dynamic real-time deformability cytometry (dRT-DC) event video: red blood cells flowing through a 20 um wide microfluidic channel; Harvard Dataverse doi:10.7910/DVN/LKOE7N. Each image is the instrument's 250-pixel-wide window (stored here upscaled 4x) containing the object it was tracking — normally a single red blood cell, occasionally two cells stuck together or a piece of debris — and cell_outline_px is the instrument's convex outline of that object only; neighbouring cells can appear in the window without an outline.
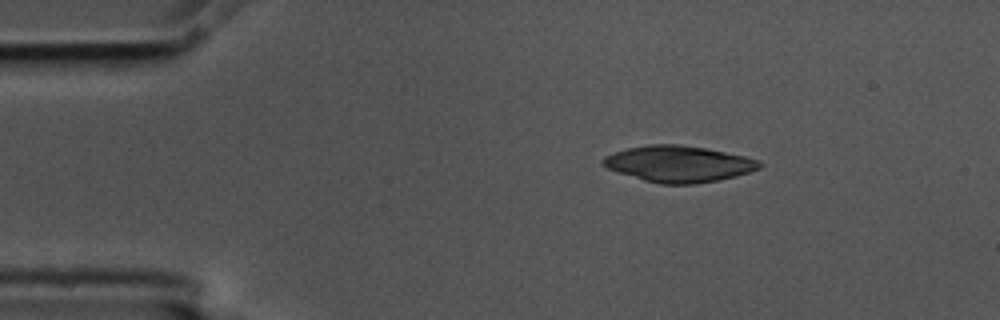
{"species": "common noctule bat (a hibernating species)", "species_latin": "Nyctalus noctula", "temperature_condition": "cold", "stored_images_in_passage": 3, "camera_frame_rate_fps": 3000, "um_per_image_px": 0.085, "animal": {"sex": "male", "body_mass_g": 17.5, "forearm_length_mm": 52.3}, "frame": {"image": 1, "passage_image": 1, "time_ms": 0.0, "image_size_px": [1000, 320], "cell_outline_px": [[764, 164], [760, 168], [736, 176], [696, 184], [660, 184], [644, 180], [608, 168], [600, 164], [600, 160], [604, 156], [612, 152], [628, 148], [648, 144], [680, 144], [704, 148], [744, 156], [756, 160]], "centroid_in_image_um": [57.64, 13.92], "position_along_channel_um": 27.4, "area_um2": 32.89}}